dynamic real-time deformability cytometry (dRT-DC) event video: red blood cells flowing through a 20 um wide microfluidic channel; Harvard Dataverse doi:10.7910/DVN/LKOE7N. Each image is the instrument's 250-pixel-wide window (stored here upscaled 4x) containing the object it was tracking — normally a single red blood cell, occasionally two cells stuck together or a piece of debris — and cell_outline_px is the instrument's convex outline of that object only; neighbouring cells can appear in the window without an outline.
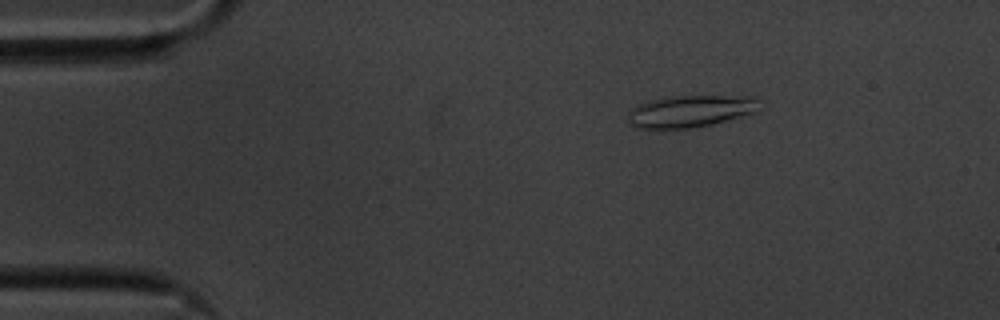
{"species": "common noctule bat (a hibernating species)", "species_latin": "Nyctalus noctula", "temperature_condition": "cold", "stored_images_in_passage": 56, "camera_frame_rate_fps": 3000, "um_per_image_px": 0.085, "animal": {"sex": "male", "body_mass_g": 20.1, "forearm_length_mm": 53.5}, "frame": {"image": 1, "passage_image": 9, "time_ms": 2.667, "image_size_px": [1000, 320], "cell_outline_px": [[756, 112], [712, 124], [688, 128], [636, 128], [628, 120], [628, 112], [636, 104], [648, 100], [664, 96], [752, 96], [756, 100]], "centroid_in_image_um": [58.6, 9.44], "position_along_channel_um": 26.4, "area_um2": 24.33}}
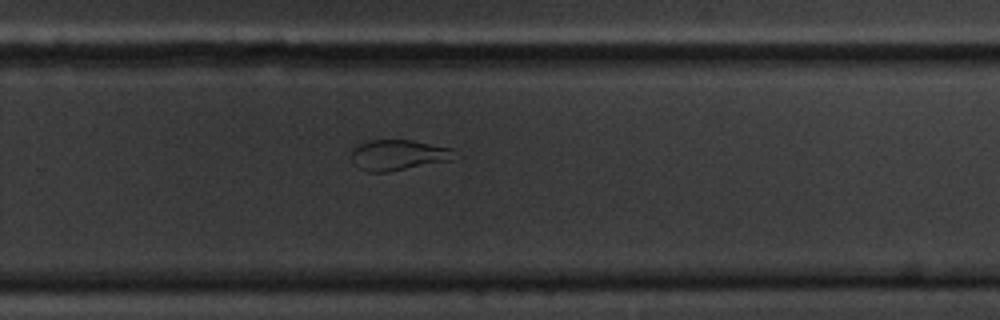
{"frame": {"image": 2, "passage_image": 37, "time_ms": 12.0, "image_size_px": [1000, 320], "cell_outline_px": [[452, 160], [388, 172], [368, 172], [360, 168], [352, 160], [352, 148], [356, 144], [368, 140], [412, 140], [452, 148]], "centroid_in_image_um": [33.8, 13.17], "position_along_channel_um": 296.0, "area_um2": 18.26}}
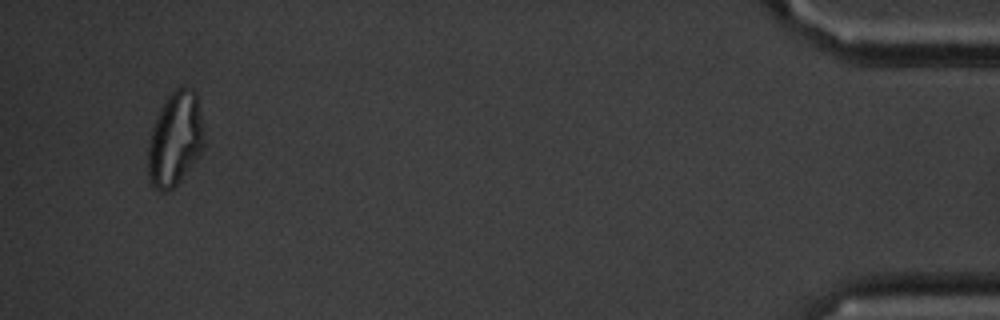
{"frame": {"image": 3, "passage_image": 54, "time_ms": 17.667, "image_size_px": [1000, 320], "cell_outline_px": [[204, 148], [180, 180], [168, 192], [160, 192], [152, 188], [148, 180], [148, 148], [152, 128], [160, 108], [164, 100], [180, 84], [192, 88], [196, 92], [200, 112], [204, 140]], "centroid_in_image_um": [14.87, 11.82], "position_along_channel_um": 420.3, "area_um2": 30.87}, "authors_computed_cell_mechanics": {"area_um2": 22.5131, "velocity_mm_per_s": 3.5343, "shape_relaxation_time_tau1_ms": null, "shape_relaxation_time_tau2_ms": 3.0181, "deformation_change_tau1": null, "deformation_change_tau2": 0.1095}}